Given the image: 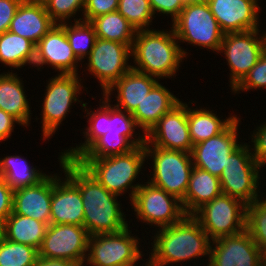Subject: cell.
<instances>
[{"label": "cell", "instance_id": "21", "mask_svg": "<svg viewBox=\"0 0 266 266\" xmlns=\"http://www.w3.org/2000/svg\"><path fill=\"white\" fill-rule=\"evenodd\" d=\"M52 175V200L50 224H70L83 226L84 208L80 189L65 175Z\"/></svg>", "mask_w": 266, "mask_h": 266}, {"label": "cell", "instance_id": "1", "mask_svg": "<svg viewBox=\"0 0 266 266\" xmlns=\"http://www.w3.org/2000/svg\"><path fill=\"white\" fill-rule=\"evenodd\" d=\"M60 165L66 175L79 189L84 208L83 226L89 235L116 233L128 225L122 213L117 196L103 187L77 161L62 155Z\"/></svg>", "mask_w": 266, "mask_h": 266}, {"label": "cell", "instance_id": "33", "mask_svg": "<svg viewBox=\"0 0 266 266\" xmlns=\"http://www.w3.org/2000/svg\"><path fill=\"white\" fill-rule=\"evenodd\" d=\"M81 20V18L75 19L73 26L67 22L60 24L79 61L89 56L97 39L94 26L90 22Z\"/></svg>", "mask_w": 266, "mask_h": 266}, {"label": "cell", "instance_id": "26", "mask_svg": "<svg viewBox=\"0 0 266 266\" xmlns=\"http://www.w3.org/2000/svg\"><path fill=\"white\" fill-rule=\"evenodd\" d=\"M222 193L220 179L211 173L193 167L185 198L181 201L186 215H193L205 203Z\"/></svg>", "mask_w": 266, "mask_h": 266}, {"label": "cell", "instance_id": "25", "mask_svg": "<svg viewBox=\"0 0 266 266\" xmlns=\"http://www.w3.org/2000/svg\"><path fill=\"white\" fill-rule=\"evenodd\" d=\"M180 102L165 86L157 82L138 104L132 116L138 128L141 127L143 134L146 135L165 113L171 111Z\"/></svg>", "mask_w": 266, "mask_h": 266}, {"label": "cell", "instance_id": "17", "mask_svg": "<svg viewBox=\"0 0 266 266\" xmlns=\"http://www.w3.org/2000/svg\"><path fill=\"white\" fill-rule=\"evenodd\" d=\"M238 123L239 118H236L217 136L193 145L191 157L194 167L219 178L227 164L228 156L241 145L237 141Z\"/></svg>", "mask_w": 266, "mask_h": 266}, {"label": "cell", "instance_id": "10", "mask_svg": "<svg viewBox=\"0 0 266 266\" xmlns=\"http://www.w3.org/2000/svg\"><path fill=\"white\" fill-rule=\"evenodd\" d=\"M128 226L116 233L91 235L86 263L90 266H135L143 255L139 238L129 233Z\"/></svg>", "mask_w": 266, "mask_h": 266}, {"label": "cell", "instance_id": "4", "mask_svg": "<svg viewBox=\"0 0 266 266\" xmlns=\"http://www.w3.org/2000/svg\"><path fill=\"white\" fill-rule=\"evenodd\" d=\"M145 147L136 146L130 152L98 159H77L76 161L90 173L103 187L115 195H123L132 189L130 201L142 184L133 185L145 161Z\"/></svg>", "mask_w": 266, "mask_h": 266}, {"label": "cell", "instance_id": "7", "mask_svg": "<svg viewBox=\"0 0 266 266\" xmlns=\"http://www.w3.org/2000/svg\"><path fill=\"white\" fill-rule=\"evenodd\" d=\"M146 157L153 158L152 185L174 195L180 201L185 198L190 174L194 167L191 153L167 150L144 144ZM151 154V155H150Z\"/></svg>", "mask_w": 266, "mask_h": 266}, {"label": "cell", "instance_id": "38", "mask_svg": "<svg viewBox=\"0 0 266 266\" xmlns=\"http://www.w3.org/2000/svg\"><path fill=\"white\" fill-rule=\"evenodd\" d=\"M266 88V49L262 52L258 62L250 69L244 79L232 90L239 92L256 88Z\"/></svg>", "mask_w": 266, "mask_h": 266}, {"label": "cell", "instance_id": "47", "mask_svg": "<svg viewBox=\"0 0 266 266\" xmlns=\"http://www.w3.org/2000/svg\"><path fill=\"white\" fill-rule=\"evenodd\" d=\"M3 238V221L0 220V241Z\"/></svg>", "mask_w": 266, "mask_h": 266}, {"label": "cell", "instance_id": "37", "mask_svg": "<svg viewBox=\"0 0 266 266\" xmlns=\"http://www.w3.org/2000/svg\"><path fill=\"white\" fill-rule=\"evenodd\" d=\"M44 5L51 19L61 24L74 17L77 11H83L85 0H47Z\"/></svg>", "mask_w": 266, "mask_h": 266}, {"label": "cell", "instance_id": "20", "mask_svg": "<svg viewBox=\"0 0 266 266\" xmlns=\"http://www.w3.org/2000/svg\"><path fill=\"white\" fill-rule=\"evenodd\" d=\"M224 33L258 29V0H206Z\"/></svg>", "mask_w": 266, "mask_h": 266}, {"label": "cell", "instance_id": "19", "mask_svg": "<svg viewBox=\"0 0 266 266\" xmlns=\"http://www.w3.org/2000/svg\"><path fill=\"white\" fill-rule=\"evenodd\" d=\"M79 59L73 53L65 30L55 24L36 44L34 66L40 69L45 64L53 66L60 74H78ZM77 65V66H76Z\"/></svg>", "mask_w": 266, "mask_h": 266}, {"label": "cell", "instance_id": "43", "mask_svg": "<svg viewBox=\"0 0 266 266\" xmlns=\"http://www.w3.org/2000/svg\"><path fill=\"white\" fill-rule=\"evenodd\" d=\"M14 190L0 175V220H4L12 213Z\"/></svg>", "mask_w": 266, "mask_h": 266}, {"label": "cell", "instance_id": "6", "mask_svg": "<svg viewBox=\"0 0 266 266\" xmlns=\"http://www.w3.org/2000/svg\"><path fill=\"white\" fill-rule=\"evenodd\" d=\"M172 29L178 40L218 53L225 34L206 1L186 2Z\"/></svg>", "mask_w": 266, "mask_h": 266}, {"label": "cell", "instance_id": "34", "mask_svg": "<svg viewBox=\"0 0 266 266\" xmlns=\"http://www.w3.org/2000/svg\"><path fill=\"white\" fill-rule=\"evenodd\" d=\"M135 146L123 135L113 136L104 134L99 137L78 159H98L113 155L124 154Z\"/></svg>", "mask_w": 266, "mask_h": 266}, {"label": "cell", "instance_id": "46", "mask_svg": "<svg viewBox=\"0 0 266 266\" xmlns=\"http://www.w3.org/2000/svg\"><path fill=\"white\" fill-rule=\"evenodd\" d=\"M261 266H266V248L261 250Z\"/></svg>", "mask_w": 266, "mask_h": 266}, {"label": "cell", "instance_id": "12", "mask_svg": "<svg viewBox=\"0 0 266 266\" xmlns=\"http://www.w3.org/2000/svg\"><path fill=\"white\" fill-rule=\"evenodd\" d=\"M146 183L137 189L131 201L136 218L161 228L175 224L186 215L177 197Z\"/></svg>", "mask_w": 266, "mask_h": 266}, {"label": "cell", "instance_id": "41", "mask_svg": "<svg viewBox=\"0 0 266 266\" xmlns=\"http://www.w3.org/2000/svg\"><path fill=\"white\" fill-rule=\"evenodd\" d=\"M257 131L252 135L254 148L252 155L260 167L266 165V123L256 129ZM255 152V153H254Z\"/></svg>", "mask_w": 266, "mask_h": 266}, {"label": "cell", "instance_id": "49", "mask_svg": "<svg viewBox=\"0 0 266 266\" xmlns=\"http://www.w3.org/2000/svg\"><path fill=\"white\" fill-rule=\"evenodd\" d=\"M186 2L206 1V0H185Z\"/></svg>", "mask_w": 266, "mask_h": 266}, {"label": "cell", "instance_id": "5", "mask_svg": "<svg viewBox=\"0 0 266 266\" xmlns=\"http://www.w3.org/2000/svg\"><path fill=\"white\" fill-rule=\"evenodd\" d=\"M102 104L99 105L100 109L88 111L87 115L89 118V127L83 132L85 136V142L76 148L68 149L62 153V157L76 161L99 137L107 135H123L125 136L135 147L143 146L145 144V135H139L138 138L134 139L133 134L135 129L138 127L132 114L127 113L125 110L119 109L109 103L110 99L103 97Z\"/></svg>", "mask_w": 266, "mask_h": 266}, {"label": "cell", "instance_id": "36", "mask_svg": "<svg viewBox=\"0 0 266 266\" xmlns=\"http://www.w3.org/2000/svg\"><path fill=\"white\" fill-rule=\"evenodd\" d=\"M136 30L149 29L154 16L149 0H119L117 10ZM147 27V28H146Z\"/></svg>", "mask_w": 266, "mask_h": 266}, {"label": "cell", "instance_id": "45", "mask_svg": "<svg viewBox=\"0 0 266 266\" xmlns=\"http://www.w3.org/2000/svg\"><path fill=\"white\" fill-rule=\"evenodd\" d=\"M34 266H82L79 263L70 260L44 258L38 256Z\"/></svg>", "mask_w": 266, "mask_h": 266}, {"label": "cell", "instance_id": "42", "mask_svg": "<svg viewBox=\"0 0 266 266\" xmlns=\"http://www.w3.org/2000/svg\"><path fill=\"white\" fill-rule=\"evenodd\" d=\"M23 0H0V34L9 30L11 21Z\"/></svg>", "mask_w": 266, "mask_h": 266}, {"label": "cell", "instance_id": "9", "mask_svg": "<svg viewBox=\"0 0 266 266\" xmlns=\"http://www.w3.org/2000/svg\"><path fill=\"white\" fill-rule=\"evenodd\" d=\"M247 205L241 200L221 193L205 203L193 216L211 240L232 236L246 229Z\"/></svg>", "mask_w": 266, "mask_h": 266}, {"label": "cell", "instance_id": "18", "mask_svg": "<svg viewBox=\"0 0 266 266\" xmlns=\"http://www.w3.org/2000/svg\"><path fill=\"white\" fill-rule=\"evenodd\" d=\"M212 241L207 266H261V249L246 230Z\"/></svg>", "mask_w": 266, "mask_h": 266}, {"label": "cell", "instance_id": "48", "mask_svg": "<svg viewBox=\"0 0 266 266\" xmlns=\"http://www.w3.org/2000/svg\"><path fill=\"white\" fill-rule=\"evenodd\" d=\"M30 1L44 4L47 0H30Z\"/></svg>", "mask_w": 266, "mask_h": 266}, {"label": "cell", "instance_id": "23", "mask_svg": "<svg viewBox=\"0 0 266 266\" xmlns=\"http://www.w3.org/2000/svg\"><path fill=\"white\" fill-rule=\"evenodd\" d=\"M55 24L43 3L23 0L11 21L9 31L36 45Z\"/></svg>", "mask_w": 266, "mask_h": 266}, {"label": "cell", "instance_id": "11", "mask_svg": "<svg viewBox=\"0 0 266 266\" xmlns=\"http://www.w3.org/2000/svg\"><path fill=\"white\" fill-rule=\"evenodd\" d=\"M259 32V29H254L224 34L219 52H224L228 62L232 90L249 73L266 49V33L260 39Z\"/></svg>", "mask_w": 266, "mask_h": 266}, {"label": "cell", "instance_id": "30", "mask_svg": "<svg viewBox=\"0 0 266 266\" xmlns=\"http://www.w3.org/2000/svg\"><path fill=\"white\" fill-rule=\"evenodd\" d=\"M35 44L9 30L0 34V62L13 69L34 64Z\"/></svg>", "mask_w": 266, "mask_h": 266}, {"label": "cell", "instance_id": "3", "mask_svg": "<svg viewBox=\"0 0 266 266\" xmlns=\"http://www.w3.org/2000/svg\"><path fill=\"white\" fill-rule=\"evenodd\" d=\"M184 49L178 45L173 29L156 31L137 30L131 47V56L137 66L132 69L148 74L154 78L176 75L179 64L186 57Z\"/></svg>", "mask_w": 266, "mask_h": 266}, {"label": "cell", "instance_id": "13", "mask_svg": "<svg viewBox=\"0 0 266 266\" xmlns=\"http://www.w3.org/2000/svg\"><path fill=\"white\" fill-rule=\"evenodd\" d=\"M78 74H57L50 78L46 86L42 109L43 139L53 136L58 126L65 119L73 102H81L77 96L81 93ZM78 94V95H77Z\"/></svg>", "mask_w": 266, "mask_h": 266}, {"label": "cell", "instance_id": "15", "mask_svg": "<svg viewBox=\"0 0 266 266\" xmlns=\"http://www.w3.org/2000/svg\"><path fill=\"white\" fill-rule=\"evenodd\" d=\"M131 48L123 43L98 38L89 54V73L99 79L103 94L132 66L128 65Z\"/></svg>", "mask_w": 266, "mask_h": 266}, {"label": "cell", "instance_id": "31", "mask_svg": "<svg viewBox=\"0 0 266 266\" xmlns=\"http://www.w3.org/2000/svg\"><path fill=\"white\" fill-rule=\"evenodd\" d=\"M90 23L98 38L132 47L137 30L118 11L97 16Z\"/></svg>", "mask_w": 266, "mask_h": 266}, {"label": "cell", "instance_id": "44", "mask_svg": "<svg viewBox=\"0 0 266 266\" xmlns=\"http://www.w3.org/2000/svg\"><path fill=\"white\" fill-rule=\"evenodd\" d=\"M15 123L20 124L17 119L0 109V141H5L11 136Z\"/></svg>", "mask_w": 266, "mask_h": 266}, {"label": "cell", "instance_id": "39", "mask_svg": "<svg viewBox=\"0 0 266 266\" xmlns=\"http://www.w3.org/2000/svg\"><path fill=\"white\" fill-rule=\"evenodd\" d=\"M119 0H85L83 21L90 22L93 18L118 10Z\"/></svg>", "mask_w": 266, "mask_h": 266}, {"label": "cell", "instance_id": "35", "mask_svg": "<svg viewBox=\"0 0 266 266\" xmlns=\"http://www.w3.org/2000/svg\"><path fill=\"white\" fill-rule=\"evenodd\" d=\"M37 258L38 250L32 246L4 237L0 241V266H34Z\"/></svg>", "mask_w": 266, "mask_h": 266}, {"label": "cell", "instance_id": "28", "mask_svg": "<svg viewBox=\"0 0 266 266\" xmlns=\"http://www.w3.org/2000/svg\"><path fill=\"white\" fill-rule=\"evenodd\" d=\"M48 224L11 213L3 222V237L13 242L40 248Z\"/></svg>", "mask_w": 266, "mask_h": 266}, {"label": "cell", "instance_id": "27", "mask_svg": "<svg viewBox=\"0 0 266 266\" xmlns=\"http://www.w3.org/2000/svg\"><path fill=\"white\" fill-rule=\"evenodd\" d=\"M19 78L12 72L0 74V109L17 119L20 125L27 127L30 124L31 110Z\"/></svg>", "mask_w": 266, "mask_h": 266}, {"label": "cell", "instance_id": "2", "mask_svg": "<svg viewBox=\"0 0 266 266\" xmlns=\"http://www.w3.org/2000/svg\"><path fill=\"white\" fill-rule=\"evenodd\" d=\"M211 239L193 215L161 227L154 235L153 249L145 266H165L210 255Z\"/></svg>", "mask_w": 266, "mask_h": 266}, {"label": "cell", "instance_id": "16", "mask_svg": "<svg viewBox=\"0 0 266 266\" xmlns=\"http://www.w3.org/2000/svg\"><path fill=\"white\" fill-rule=\"evenodd\" d=\"M145 143L167 150L191 153L187 104L182 101L165 113L145 135Z\"/></svg>", "mask_w": 266, "mask_h": 266}, {"label": "cell", "instance_id": "14", "mask_svg": "<svg viewBox=\"0 0 266 266\" xmlns=\"http://www.w3.org/2000/svg\"><path fill=\"white\" fill-rule=\"evenodd\" d=\"M89 237L84 226L50 224L38 249V256L70 260L84 266Z\"/></svg>", "mask_w": 266, "mask_h": 266}, {"label": "cell", "instance_id": "29", "mask_svg": "<svg viewBox=\"0 0 266 266\" xmlns=\"http://www.w3.org/2000/svg\"><path fill=\"white\" fill-rule=\"evenodd\" d=\"M237 117L220 120L216 114L206 109H190L187 106V120L190 139L193 145L215 137L223 132Z\"/></svg>", "mask_w": 266, "mask_h": 266}, {"label": "cell", "instance_id": "40", "mask_svg": "<svg viewBox=\"0 0 266 266\" xmlns=\"http://www.w3.org/2000/svg\"><path fill=\"white\" fill-rule=\"evenodd\" d=\"M149 2L154 15L156 12L171 15L172 22L178 17L186 5L185 0H149Z\"/></svg>", "mask_w": 266, "mask_h": 266}, {"label": "cell", "instance_id": "8", "mask_svg": "<svg viewBox=\"0 0 266 266\" xmlns=\"http://www.w3.org/2000/svg\"><path fill=\"white\" fill-rule=\"evenodd\" d=\"M241 144L229 156L226 166L219 177L222 193L237 198L246 205L258 199L259 169L252 155V149Z\"/></svg>", "mask_w": 266, "mask_h": 266}, {"label": "cell", "instance_id": "22", "mask_svg": "<svg viewBox=\"0 0 266 266\" xmlns=\"http://www.w3.org/2000/svg\"><path fill=\"white\" fill-rule=\"evenodd\" d=\"M52 200V176L41 182L14 190L12 213L50 225Z\"/></svg>", "mask_w": 266, "mask_h": 266}, {"label": "cell", "instance_id": "32", "mask_svg": "<svg viewBox=\"0 0 266 266\" xmlns=\"http://www.w3.org/2000/svg\"><path fill=\"white\" fill-rule=\"evenodd\" d=\"M0 175L13 190L37 184L47 176L20 156L0 158Z\"/></svg>", "mask_w": 266, "mask_h": 266}, {"label": "cell", "instance_id": "24", "mask_svg": "<svg viewBox=\"0 0 266 266\" xmlns=\"http://www.w3.org/2000/svg\"><path fill=\"white\" fill-rule=\"evenodd\" d=\"M157 80L159 79L131 68L116 81L103 96L109 98L111 92L116 88L118 96L116 97L117 103L114 106L132 114L136 110L138 104L142 102L145 96L148 95L153 86L158 82Z\"/></svg>", "mask_w": 266, "mask_h": 266}]
</instances>
